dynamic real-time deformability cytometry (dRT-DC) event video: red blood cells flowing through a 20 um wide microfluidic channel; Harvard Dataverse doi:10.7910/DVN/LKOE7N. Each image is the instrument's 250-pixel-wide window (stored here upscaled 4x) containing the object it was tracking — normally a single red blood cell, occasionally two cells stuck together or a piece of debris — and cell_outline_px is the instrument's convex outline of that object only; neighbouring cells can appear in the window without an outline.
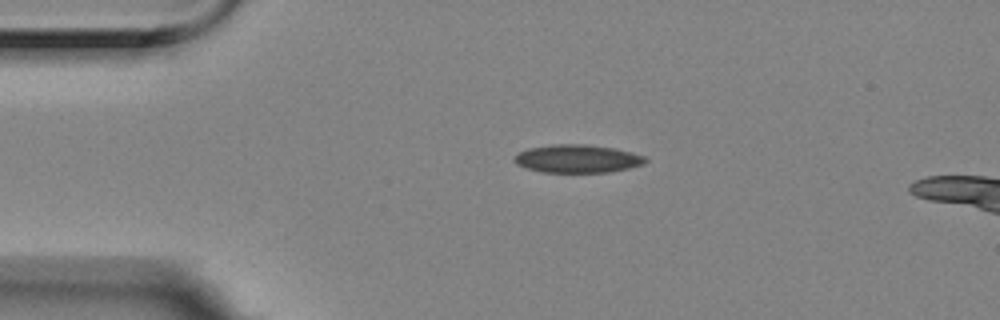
{"species": "Egyptian fruit bat (a non-hibernating species)", "species_latin": "Rousettus aegyptiacus", "temperature_condition": "room temperature", "stored_images_in_passage": 45, "camera_frame_rate_fps": 3000, "um_per_image_px": 0.085, "animal": {"sex": "female"}, "frame": {"image": 1, "passage_image": 1, "time_ms": 0.0, "image_size_px": [1000, 320], "cell_outline_px": [[648, 160], [644, 164], [628, 168], [608, 172], [544, 172], [528, 168], [516, 164], [516, 156], [520, 152], [528, 148], [552, 144], [584, 144], [612, 148], [644, 156]], "centroid_in_image_um": [49.09, 13.49], "position_along_channel_um": 35.9, "area_um2": 21.04}}
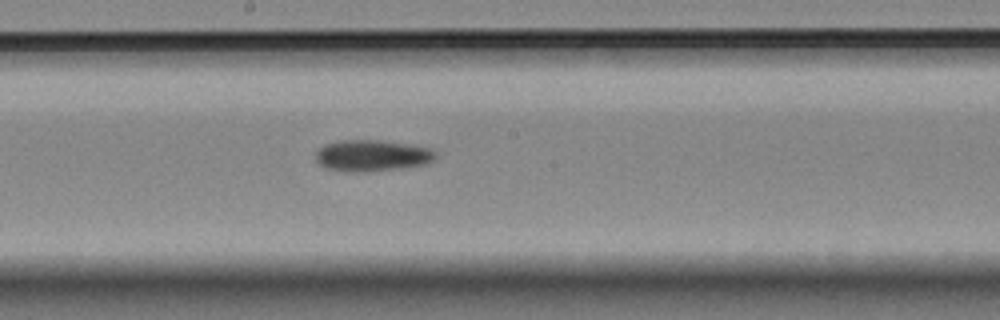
{"frame": {"image": 2, "passage_image": 19, "time_ms": 6.0, "image_size_px": [1000, 320], "cell_outline_px": [[436, 156], [428, 164], [400, 168], [368, 172], [348, 172], [328, 168], [320, 164], [316, 160], [316, 152], [324, 144], [340, 140], [380, 140], [432, 148], [436, 152]], "centroid_in_image_um": [31.63, 13.22], "position_along_channel_um": 216.6, "area_um2": 21.96}}
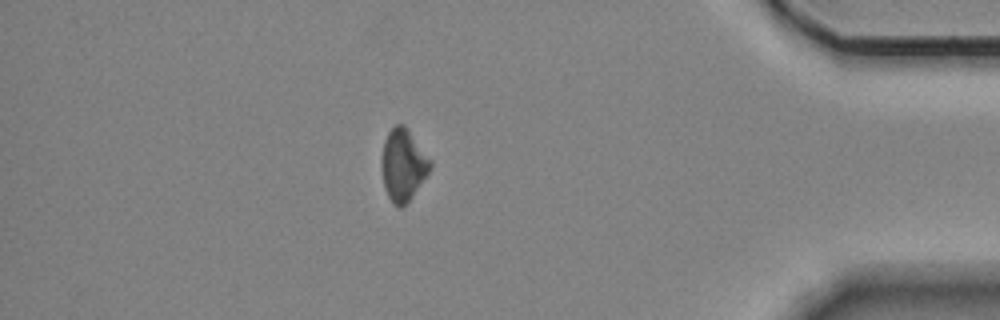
{"frame": {"image": 3, "passage_image": 38, "time_ms": 12.333, "image_size_px": [1000, 320], "cell_outline_px": [[432, 164], [428, 172], [412, 196], [400, 208], [392, 204], [384, 188], [380, 168], [380, 160], [384, 140], [388, 132], [396, 124], [404, 124], [408, 128], [432, 160]], "centroid_in_image_um": [34.23, 13.99], "position_along_channel_um": 401.0, "area_um2": 20.58}}